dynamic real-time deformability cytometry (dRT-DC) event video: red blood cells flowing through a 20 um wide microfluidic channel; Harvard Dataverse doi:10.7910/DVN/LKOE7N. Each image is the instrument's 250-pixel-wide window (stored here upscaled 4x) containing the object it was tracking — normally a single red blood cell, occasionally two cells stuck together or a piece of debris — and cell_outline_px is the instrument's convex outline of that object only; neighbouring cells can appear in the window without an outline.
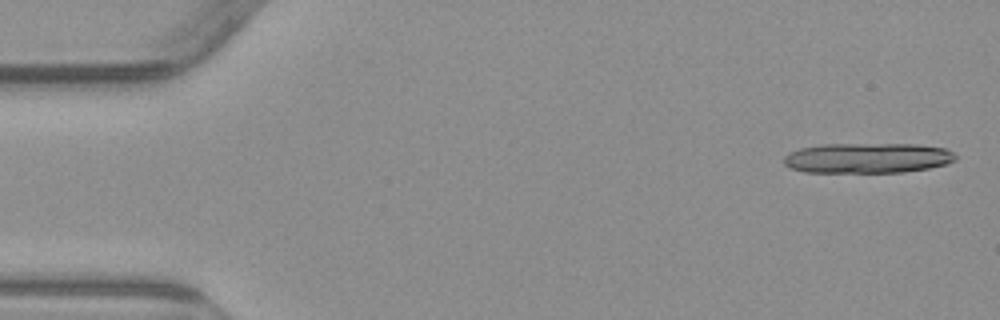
{"species": "common noctule bat (a hibernating species)", "species_latin": "Nyctalus noctula", "temperature_condition": "warm", "stored_images_in_passage": 4, "segment_of_instrument_passage": [2, 2], "camera_frame_rate_fps": 3000, "um_per_image_px": 0.085, "animal": {"sex": "male", "body_mass_g": 23.1, "forearm_length_mm": 52.7}, "frame": {"image": 1, "passage_image": 4, "time_ms": 3.667, "image_size_px": [1000, 320], "cell_outline_px": [[956, 160], [948, 164], [928, 168], [904, 172], [804, 172], [792, 168], [784, 164], [784, 156], [800, 148], [820, 144], [916, 144], [944, 148], [952, 152], [956, 156]], "centroid_in_image_um": [73.75, 13.43], "position_along_channel_um": 11.2, "area_um2": 30.23}}